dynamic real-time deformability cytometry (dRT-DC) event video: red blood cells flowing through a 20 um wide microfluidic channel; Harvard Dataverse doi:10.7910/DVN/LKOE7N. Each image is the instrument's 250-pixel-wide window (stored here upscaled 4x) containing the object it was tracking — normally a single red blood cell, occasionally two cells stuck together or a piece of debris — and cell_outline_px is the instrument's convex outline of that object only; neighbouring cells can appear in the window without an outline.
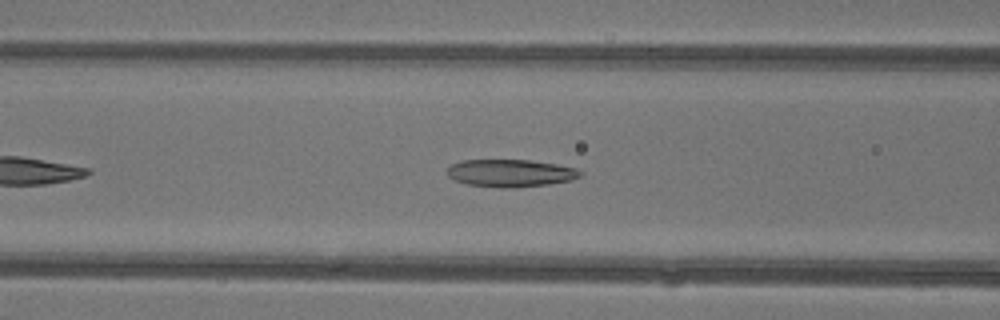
{"species": "common noctule bat (a hibernating species)", "species_latin": "Nyctalus noctula", "temperature_condition": "warm", "stored_images_in_passage": 35, "camera_frame_rate_fps": 3000, "um_per_image_px": 0.085, "animal": {"sex": "female"}, "frame": {"image": 1, "passage_image": 9, "time_ms": 2.667, "image_size_px": [1000, 320], "cell_outline_px": [[584, 172], [580, 176], [572, 180], [548, 184], [512, 188], [504, 188], [468, 184], [456, 180], [448, 176], [448, 168], [452, 164], [460, 160], [532, 160], [556, 164], [576, 168]], "centroid_in_image_um": [43.43, 14.71], "position_along_channel_um": 123.2, "area_um2": 21.27}}
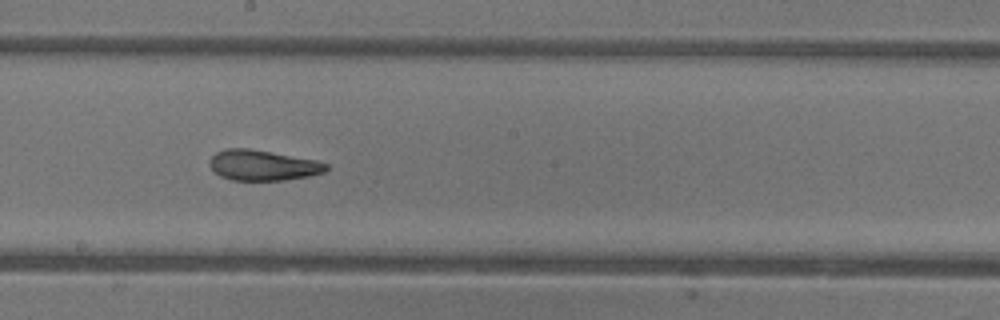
{"frame": {"image": 2, "passage_image": 16, "time_ms": 5.0, "image_size_px": [1000, 320], "cell_outline_px": [[328, 168], [324, 172], [308, 176], [284, 180], [232, 180], [220, 176], [208, 164], [208, 160], [216, 152], [224, 148], [248, 148], [316, 160], [328, 164]], "centroid_in_image_um": [22.31, 14.04], "position_along_channel_um": 225.9, "area_um2": 20.63}}
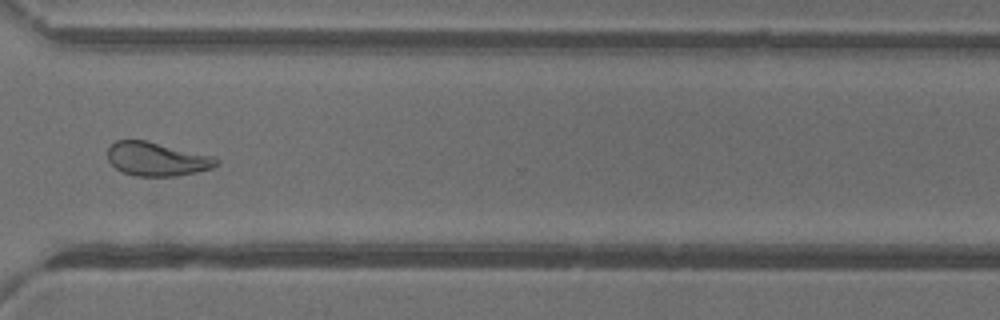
{"frame": {"image": 3, "passage_image": 25, "time_ms": 8.0, "image_size_px": [1000, 320], "cell_outline_px": [[220, 164], [212, 168], [196, 172], [176, 176], [136, 176], [124, 172], [116, 168], [108, 160], [108, 148], [116, 140], [148, 140], [212, 156], [220, 160]], "centroid_in_image_um": [13.35, 13.51], "position_along_channel_um": 357.2, "area_um2": 21.39}, "authors_computed_cell_mechanics": {"area_um2": 21.386, "velocity_mm_per_s": 4.392, "shape_relaxation_time_tau1_ms": 8.4232, "shape_relaxation_time_tau2_ms": 1.9706, "deformation_change_tau1": 0.2397, "deformation_change_tau2": 0.0923}}